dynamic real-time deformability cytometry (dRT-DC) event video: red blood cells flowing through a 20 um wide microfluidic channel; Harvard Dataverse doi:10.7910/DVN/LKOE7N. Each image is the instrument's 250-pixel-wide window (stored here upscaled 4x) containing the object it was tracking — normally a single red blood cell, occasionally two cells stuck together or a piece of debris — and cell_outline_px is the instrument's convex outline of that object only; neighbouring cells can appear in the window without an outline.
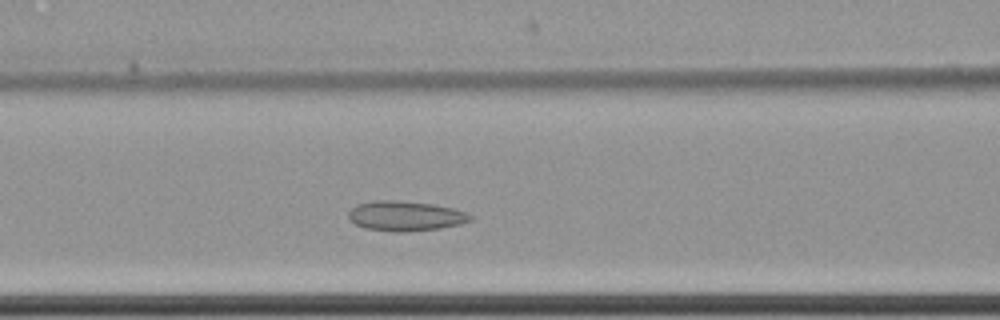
{"species": "common noctule bat (a hibernating species)", "species_latin": "Nyctalus noctula", "temperature_condition": "cold", "stored_images_in_passage": 42, "camera_frame_rate_fps": 3000, "um_per_image_px": 0.085, "animal": {"sex": "female", "body_mass_g": 22.7, "forearm_length_mm": 54.2}, "frame": {"image": 1, "passage_image": 8, "time_ms": 2.333, "image_size_px": [1000, 320], "cell_outline_px": [[472, 220], [460, 224], [440, 228], [404, 232], [396, 232], [364, 228], [356, 224], [348, 216], [348, 212], [356, 204], [376, 200], [392, 200], [432, 204], [452, 208], [468, 212], [472, 216]], "centroid_in_image_um": [34.47, 18.36], "position_along_channel_um": 132.1, "area_um2": 21.15}}
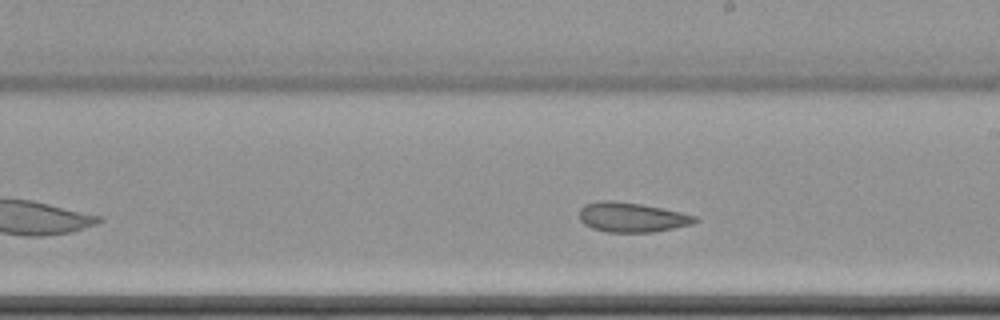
{"frame": {"image": 2, "passage_image": 17, "time_ms": 5.333, "image_size_px": [1000, 320], "cell_outline_px": [[700, 220], [692, 224], [652, 232], [608, 232], [592, 228], [584, 224], [580, 220], [580, 208], [584, 204], [600, 200], [612, 200], [640, 204], [680, 212], [696, 216]], "centroid_in_image_um": [53.68, 18.46], "position_along_channel_um": 235.3, "area_um2": 19.88}}
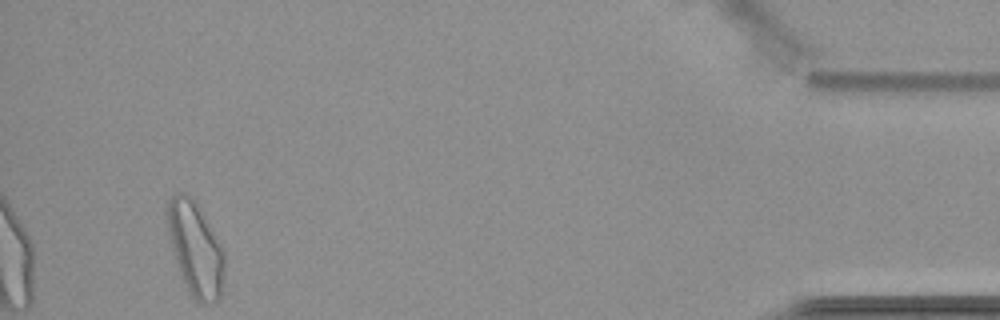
{"frame": {"image": 3, "passage_image": 39, "time_ms": 12.667, "image_size_px": [1000, 320], "cell_outline_px": [[224, 284], [220, 296], [212, 304], [200, 304], [192, 296], [176, 264], [168, 232], [168, 200], [176, 192], [184, 192], [196, 200], [220, 244], [224, 252]], "centroid_in_image_um": [16.63, 21.15], "position_along_channel_um": 418.6, "area_um2": 31.04}, "authors_computed_cell_mechanics": {"area_um2": 21.1259, "velocity_mm_per_s": 3.4458, "shape_relaxation_time_tau1_ms": null, "shape_relaxation_time_tau2_ms": 3.5629, "deformation_change_tau1": null, "deformation_change_tau2": 0.0882}}